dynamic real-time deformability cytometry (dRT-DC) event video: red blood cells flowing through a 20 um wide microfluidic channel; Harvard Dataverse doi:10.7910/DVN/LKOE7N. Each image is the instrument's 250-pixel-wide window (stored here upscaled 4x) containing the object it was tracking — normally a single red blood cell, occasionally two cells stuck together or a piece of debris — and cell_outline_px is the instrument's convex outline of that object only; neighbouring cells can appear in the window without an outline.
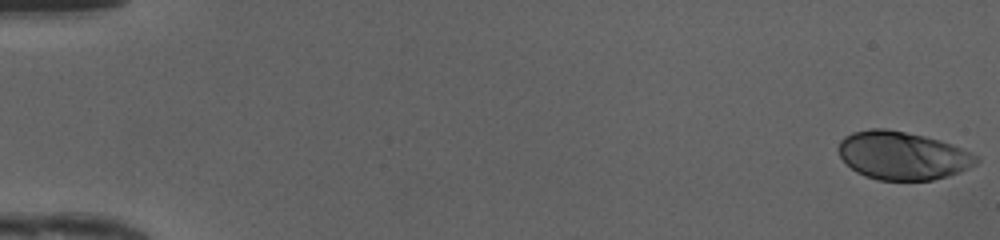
{"species": "human", "species_latin": "Homo sapiens", "temperature_condition": "cold", "stored_images_in_passage": 49, "camera_frame_rate_fps": 3000, "um_per_image_px": 0.085, "donor": {"sex": "female"}, "frame": {"image": 1, "passage_image": 1, "time_ms": 0.0, "image_size_px": [1000, 240], "cell_outline_px": [[980, 160], [976, 164], [960, 172], [948, 176], [932, 180], [876, 180], [864, 176], [856, 172], [840, 156], [840, 140], [844, 136], [852, 132], [872, 128], [884, 128], [924, 136], [940, 140], [952, 144], [976, 156]], "centroid_in_image_um": [76.71, 13.23], "position_along_channel_um": 8.3, "area_um2": 38.44}}
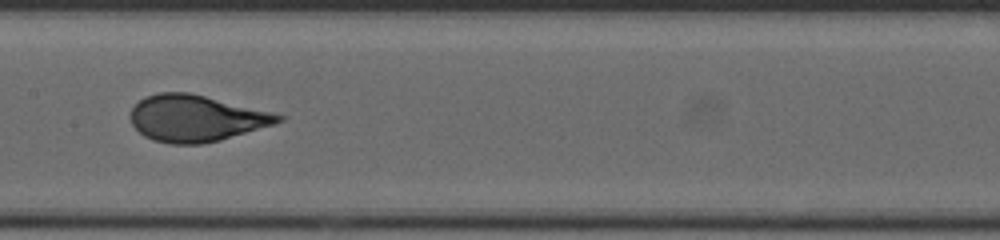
{"frame": {"image": 2, "passage_image": 26, "time_ms": 8.333, "image_size_px": [1000, 240], "cell_outline_px": [[284, 120], [276, 124], [220, 140], [200, 144], [172, 144], [152, 140], [144, 136], [132, 124], [128, 116], [132, 108], [144, 96], [160, 92], [188, 92], [284, 116]], "centroid_in_image_um": [16.6, 10.06], "position_along_channel_um": 190.8, "area_um2": 39.65}}
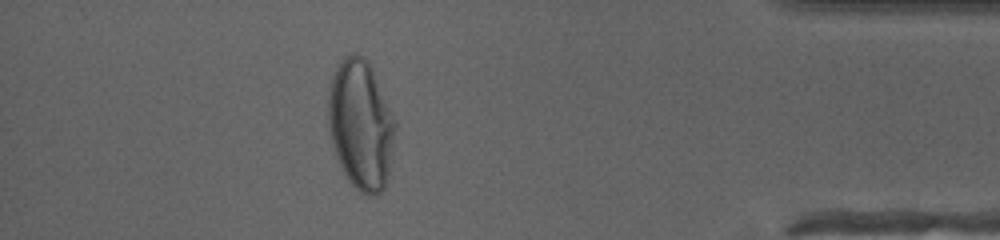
{"frame": {"image": 3, "passage_image": 44, "time_ms": 14.333, "image_size_px": [1000, 240], "cell_outline_px": [[396, 128], [388, 176], [384, 192], [376, 196], [368, 196], [360, 192], [348, 180], [340, 164], [332, 140], [328, 124], [328, 96], [332, 80], [336, 68], [344, 56], [352, 52], [356, 52], [364, 56], [368, 60], [372, 68], [396, 120]], "centroid_in_image_um": [30.7, 10.6], "position_along_channel_um": 404.5, "area_um2": 50.69}, "authors_computed_cell_mechanics": {"area_um2": 39.6508, "velocity_mm_per_s": 4.209, "shape_relaxation_time_tau1_ms": 4.5571, "shape_relaxation_time_tau2_ms": null, "deformation_change_tau1": 0.2167, "deformation_change_tau2": null}}